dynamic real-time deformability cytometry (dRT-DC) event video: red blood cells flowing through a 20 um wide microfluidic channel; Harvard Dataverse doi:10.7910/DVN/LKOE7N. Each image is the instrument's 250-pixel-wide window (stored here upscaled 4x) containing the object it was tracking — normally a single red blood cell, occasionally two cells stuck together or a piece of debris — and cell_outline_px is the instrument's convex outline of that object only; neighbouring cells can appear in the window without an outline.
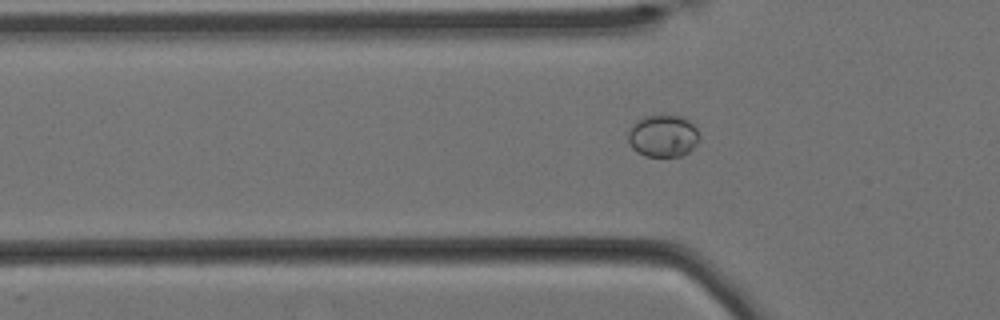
{"species": "Egyptian fruit bat (a non-hibernating species)", "species_latin": "Rousettus aegyptiacus", "temperature_condition": "cold", "stored_images_in_passage": 37, "camera_frame_rate_fps": 3000, "um_per_image_px": 0.085, "animal": {"sex": "female"}, "frame": {"image": 1, "passage_image": 4, "time_ms": 1.0, "image_size_px": [1000, 320], "cell_outline_px": [[700, 140], [688, 152], [680, 156], [644, 156], [636, 152], [632, 148], [628, 140], [628, 132], [632, 124], [636, 120], [652, 112], [660, 112], [684, 116], [696, 128], [700, 136]], "centroid_in_image_um": [56.34, 11.49], "position_along_channel_um": 69.5, "area_um2": 18.26}}
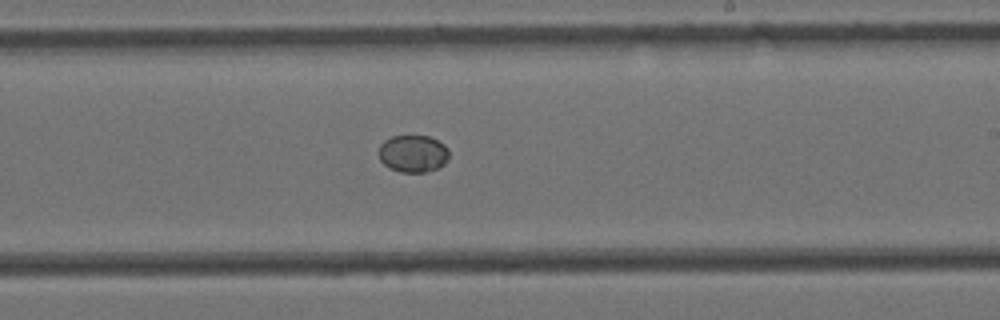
{"frame": {"image": 2, "passage_image": 20, "time_ms": 6.333, "image_size_px": [1000, 320], "cell_outline_px": [[448, 160], [444, 164], [436, 168], [424, 172], [400, 172], [388, 168], [380, 160], [380, 144], [384, 140], [392, 136], [428, 136], [444, 144], [448, 148]], "centroid_in_image_um": [35.1, 13.06], "position_along_channel_um": 253.9, "area_um2": 15.2}}
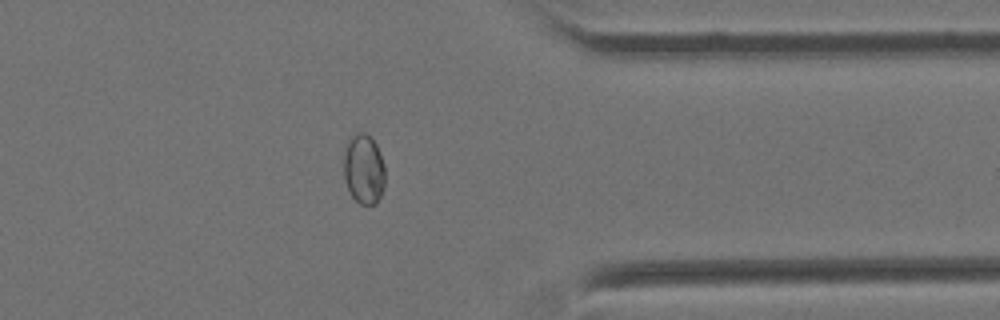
{"frame": {"image": 3, "passage_image": 32, "time_ms": 10.333, "image_size_px": [1000, 320], "cell_outline_px": [[384, 188], [376, 204], [360, 204], [352, 196], [348, 188], [344, 176], [344, 152], [348, 140], [356, 132], [364, 132], [376, 144], [384, 164]], "centroid_in_image_um": [30.92, 14.38], "position_along_channel_um": 380.5, "area_um2": 16.7}}